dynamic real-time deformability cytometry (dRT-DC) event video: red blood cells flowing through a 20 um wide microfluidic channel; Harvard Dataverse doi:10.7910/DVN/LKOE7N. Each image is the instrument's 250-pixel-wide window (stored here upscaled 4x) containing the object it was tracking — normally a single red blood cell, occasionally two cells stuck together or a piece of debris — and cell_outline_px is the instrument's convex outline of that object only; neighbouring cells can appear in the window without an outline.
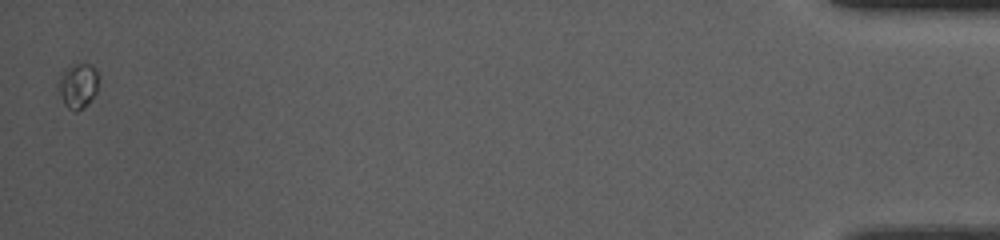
{"species": "common noctule bat (a hibernating species)", "species_latin": "Nyctalus noctula", "temperature_condition": "room temperature", "stored_images_in_passage": 48, "camera_frame_rate_fps": 3000, "um_per_image_px": 0.085, "animal": {"sex": "female", "body_mass_g": 10.0, "forearm_length_mm": 53.1}, "frame": {"image": 1, "passage_image": 48, "time_ms": 15.667, "image_size_px": [1000, 240], "cell_outline_px": [[96, 92], [88, 104], [84, 108], [76, 112], [72, 112], [64, 104], [56, 88], [56, 80], [60, 72], [68, 64], [76, 60], [88, 64], [96, 68]], "centroid_in_image_um": [6.53, 7.23], "position_along_channel_um": 428.7, "area_um2": 11.21}}